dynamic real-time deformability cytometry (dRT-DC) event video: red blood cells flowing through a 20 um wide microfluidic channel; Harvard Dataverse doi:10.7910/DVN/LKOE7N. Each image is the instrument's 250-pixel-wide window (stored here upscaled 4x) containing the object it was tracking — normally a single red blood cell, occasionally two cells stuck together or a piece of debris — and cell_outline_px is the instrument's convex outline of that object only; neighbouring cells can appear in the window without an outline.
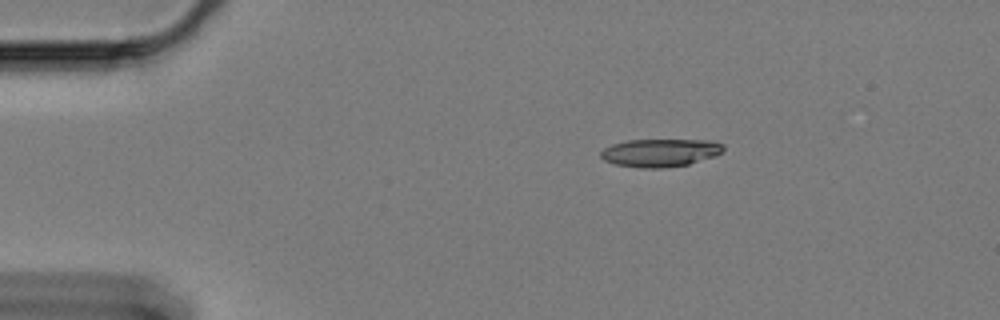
{"species": "Egyptian fruit bat (a non-hibernating species)", "species_latin": "Rousettus aegyptiacus", "temperature_condition": "cold", "stored_images_in_passage": 50, "camera_frame_rate_fps": 3000, "um_per_image_px": 0.085, "animal": {"sex": "female"}, "frame": {"image": 1, "passage_image": 1, "time_ms": 0.0, "image_size_px": [1000, 320], "cell_outline_px": [[724, 152], [716, 156], [688, 164], [660, 168], [644, 168], [616, 164], [604, 160], [600, 156], [600, 152], [604, 148], [612, 144], [628, 140], [704, 140], [724, 144]], "centroid_in_image_um": [56.13, 12.98], "position_along_channel_um": 28.9, "area_um2": 19.88}}
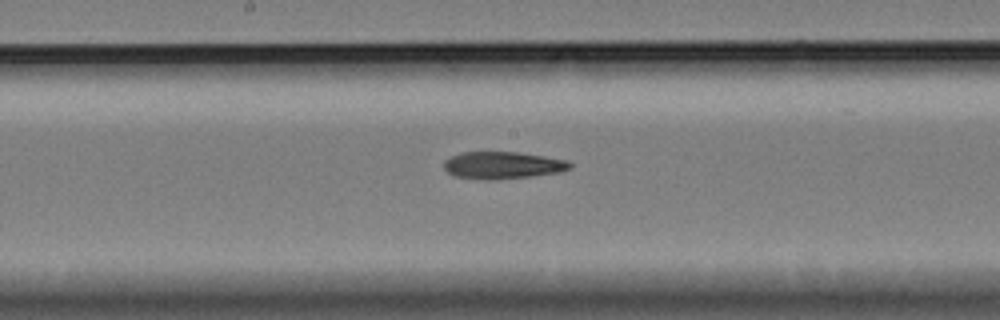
{"frame": {"image": 2, "passage_image": 22, "time_ms": 7.0, "image_size_px": [1000, 320], "cell_outline_px": [[572, 168], [560, 172], [532, 176], [492, 180], [484, 180], [456, 176], [448, 172], [444, 168], [444, 160], [460, 152], [516, 152], [544, 156], [568, 160], [572, 164]], "centroid_in_image_um": [42.74, 14.04], "position_along_channel_um": 205.5, "area_um2": 20.0}}
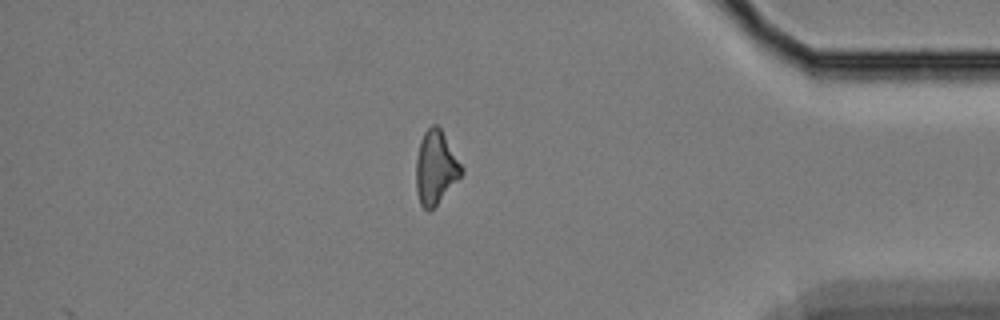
{"frame": {"image": 3, "passage_image": 42, "time_ms": 13.667, "image_size_px": [1000, 320], "cell_outline_px": [[464, 172], [436, 204], [428, 212], [420, 204], [416, 192], [416, 160], [420, 140], [424, 132], [432, 124], [436, 124], [440, 128], [464, 168]], "centroid_in_image_um": [37.02, 14.23], "position_along_channel_um": 398.2, "area_um2": 19.25}}